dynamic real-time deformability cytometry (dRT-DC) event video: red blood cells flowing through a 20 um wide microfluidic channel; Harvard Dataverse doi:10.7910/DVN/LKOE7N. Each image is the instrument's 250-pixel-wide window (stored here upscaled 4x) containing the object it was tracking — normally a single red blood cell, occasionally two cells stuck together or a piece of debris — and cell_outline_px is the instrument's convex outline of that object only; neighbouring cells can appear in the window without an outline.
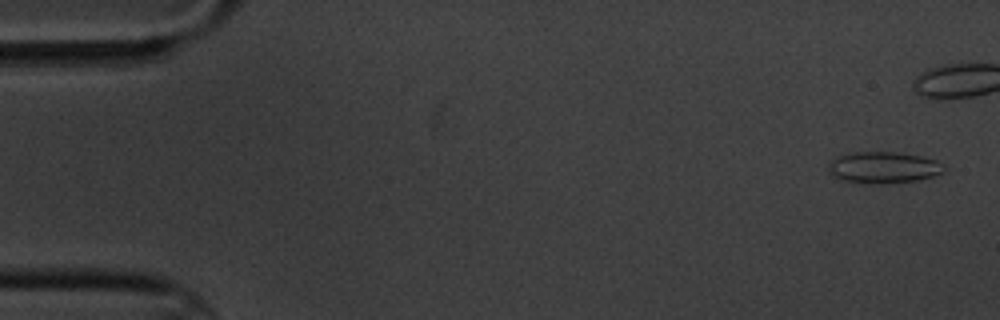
{"species": "common noctule bat (a hibernating species)", "species_latin": "Nyctalus noctula", "temperature_condition": "cold", "stored_images_in_passage": 13, "camera_frame_rate_fps": 3000, "um_per_image_px": 0.085, "animal": {"sex": "male", "body_mass_g": 20.1, "forearm_length_mm": 53.5}, "frame": {"image": 1, "passage_image": 1, "time_ms": 0.0, "image_size_px": [1000, 320], "cell_outline_px": [[944, 172], [920, 180], [880, 184], [844, 180], [832, 176], [828, 172], [828, 160], [836, 156], [852, 152], [896, 152], [920, 156], [936, 160], [944, 164]], "centroid_in_image_um": [75.06, 14.22], "position_along_channel_um": 9.9, "area_um2": 21.33}}
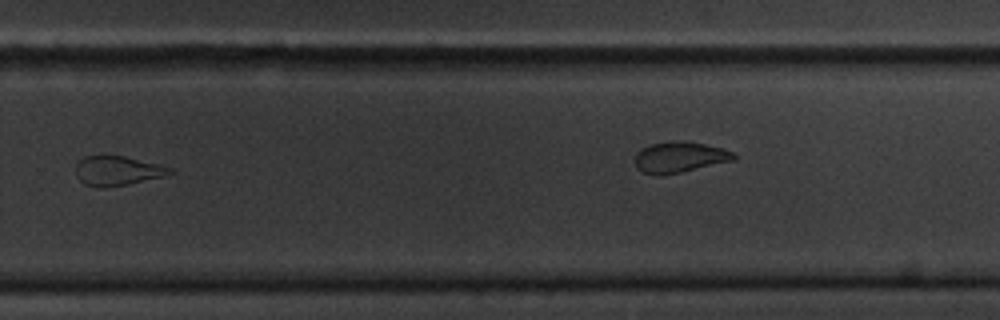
{"frame": {"image": 2, "passage_image": 11, "time_ms": 12.667, "image_size_px": [1000, 320], "cell_outline_px": [[176, 172], [164, 176], [128, 184], [104, 188], [100, 188], [84, 184], [76, 176], [76, 164], [84, 156], [124, 156], [160, 164], [172, 168]], "centroid_in_image_um": [10.0, 14.52], "position_along_channel_um": 319.8, "area_um2": 16.24}}
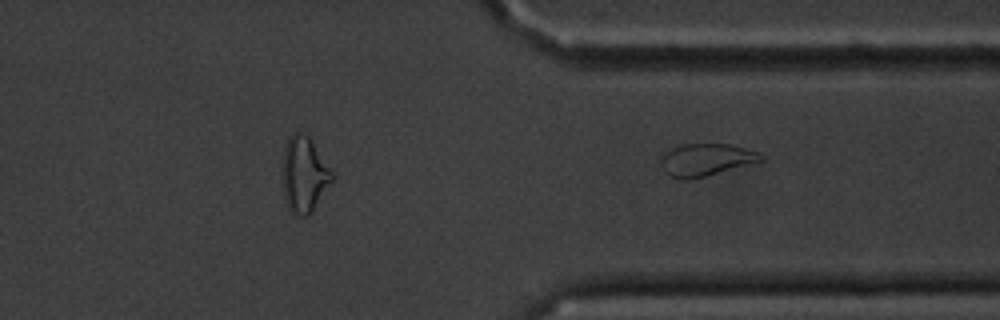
{"frame": {"image": 3, "passage_image": 13, "time_ms": 15.0, "image_size_px": [1000, 320], "cell_outline_px": [[764, 160], [692, 180], [680, 180], [668, 176], [664, 172], [660, 160], [660, 156], [664, 152], [680, 144], [728, 144], [744, 148], [756, 152], [764, 156]], "centroid_in_image_um": [59.94, 13.6], "position_along_channel_um": 351.5, "area_um2": 19.02}}